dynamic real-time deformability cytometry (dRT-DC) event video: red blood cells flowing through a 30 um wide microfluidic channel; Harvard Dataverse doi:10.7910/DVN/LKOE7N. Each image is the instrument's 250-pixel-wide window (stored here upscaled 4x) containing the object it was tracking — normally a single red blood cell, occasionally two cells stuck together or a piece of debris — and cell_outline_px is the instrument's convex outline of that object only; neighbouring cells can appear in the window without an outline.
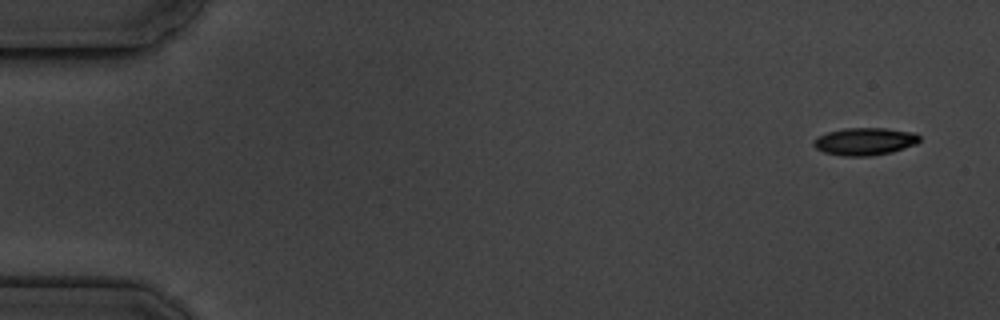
{"species": "common noctule bat (a hibernating species)", "species_latin": "Nyctalus noctula", "temperature_condition": "cold", "stored_images_in_passage": 5, "camera_frame_rate_fps": 3000, "um_per_image_px": 0.085, "animal": {"sex": "male", "body_mass_g": 19.5, "forearm_length_mm": 54.6}, "frame": {"image": 1, "passage_image": 1, "time_ms": 0.0, "image_size_px": [1000, 320], "cell_outline_px": [[920, 140], [916, 144], [892, 152], [872, 156], [844, 156], [824, 152], [816, 148], [812, 144], [812, 140], [828, 132], [844, 128], [884, 128], [916, 132], [920, 136]], "centroid_in_image_um": [73.53, 12.02], "position_along_channel_um": 11.5, "area_um2": 17.05}}
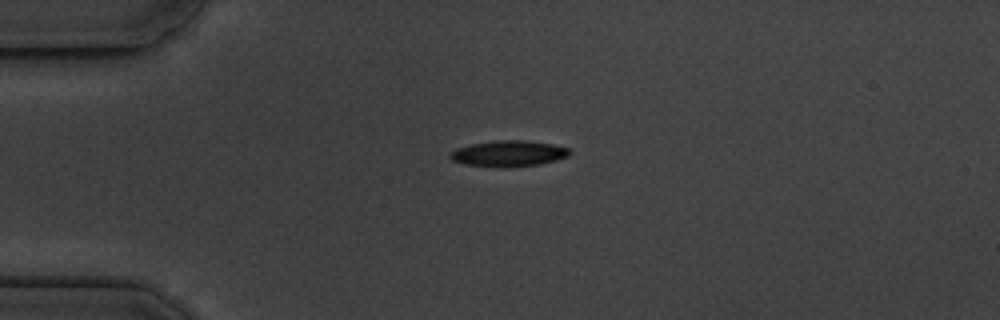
{"frame": {"image": 2, "passage_image": 4, "time_ms": 3.667, "image_size_px": [1000, 320], "cell_outline_px": [[572, 152], [568, 156], [556, 160], [540, 164], [464, 164], [452, 160], [448, 156], [456, 148], [468, 144], [496, 140], [528, 140], [552, 144], [568, 148]], "centroid_in_image_um": [43.25, 12.98], "position_along_channel_um": 41.7, "area_um2": 17.17}}